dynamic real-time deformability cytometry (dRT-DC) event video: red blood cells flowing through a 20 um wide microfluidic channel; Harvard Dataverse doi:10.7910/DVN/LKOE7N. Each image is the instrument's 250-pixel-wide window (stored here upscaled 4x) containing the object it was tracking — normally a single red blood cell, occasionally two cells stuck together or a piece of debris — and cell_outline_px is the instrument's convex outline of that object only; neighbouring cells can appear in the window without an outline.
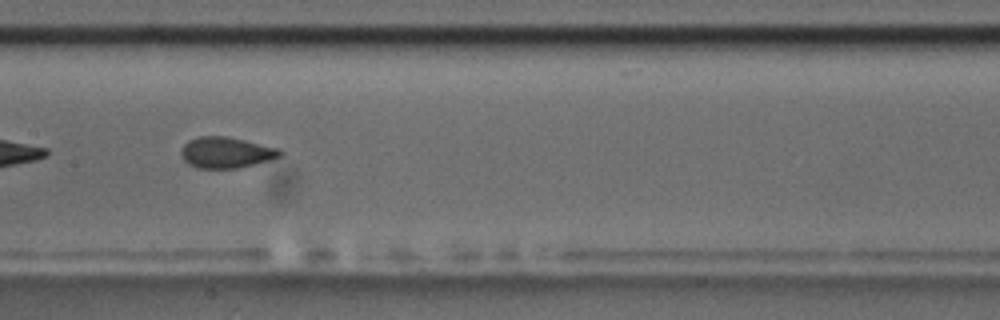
{"species": "common noctule bat (a hibernating species)", "species_latin": "Nyctalus noctula", "temperature_condition": "room temperature", "stored_images_in_passage": 40, "camera_frame_rate_fps": 3000, "um_per_image_px": 0.085, "animal": {"sex": "male", "body_mass_g": 17.5, "forearm_length_mm": 52.3}, "frame": {"image": 1, "passage_image": 12, "time_ms": 3.667, "image_size_px": [1000, 320], "cell_outline_px": [[284, 152], [280, 156], [268, 160], [240, 168], [196, 168], [188, 164], [180, 156], [180, 148], [188, 140], [200, 136], [228, 136], [280, 148]], "centroid_in_image_um": [19.2, 12.96], "position_along_channel_um": 188.2, "area_um2": 18.09}, "authors_computed_cell_mechanics": {"area_um2": 18.207, "velocity_mm_per_s": 3.5771, "shape_relaxation_time_tau1_ms": null, "shape_relaxation_time_tau2_ms": 1.0566, "deformation_change_tau1": null, "deformation_change_tau2": 0.053}}